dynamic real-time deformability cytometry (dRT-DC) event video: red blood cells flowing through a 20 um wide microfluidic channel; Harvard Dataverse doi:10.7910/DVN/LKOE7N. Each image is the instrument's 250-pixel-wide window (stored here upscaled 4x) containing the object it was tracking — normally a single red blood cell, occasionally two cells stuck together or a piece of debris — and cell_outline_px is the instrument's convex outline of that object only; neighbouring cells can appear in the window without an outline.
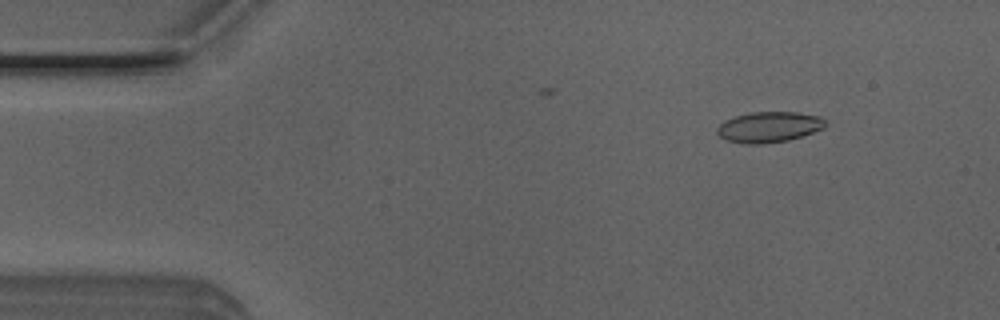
{"species": "Egyptian fruit bat (a non-hibernating species)", "species_latin": "Rousettus aegyptiacus", "temperature_condition": "room temperature", "stored_images_in_passage": 10, "camera_frame_rate_fps": 3000, "um_per_image_px": 0.085, "animal": {"sex": "male"}, "frame": {"image": 1, "passage_image": 6, "time_ms": 1.667, "image_size_px": [1000, 320], "cell_outline_px": [[824, 128], [788, 140], [760, 144], [744, 144], [728, 140], [720, 136], [716, 132], [716, 128], [724, 120], [736, 116], [752, 112], [796, 112], [820, 116], [824, 120]], "centroid_in_image_um": [65.33, 10.79], "position_along_channel_um": 19.7, "area_um2": 19.13}}